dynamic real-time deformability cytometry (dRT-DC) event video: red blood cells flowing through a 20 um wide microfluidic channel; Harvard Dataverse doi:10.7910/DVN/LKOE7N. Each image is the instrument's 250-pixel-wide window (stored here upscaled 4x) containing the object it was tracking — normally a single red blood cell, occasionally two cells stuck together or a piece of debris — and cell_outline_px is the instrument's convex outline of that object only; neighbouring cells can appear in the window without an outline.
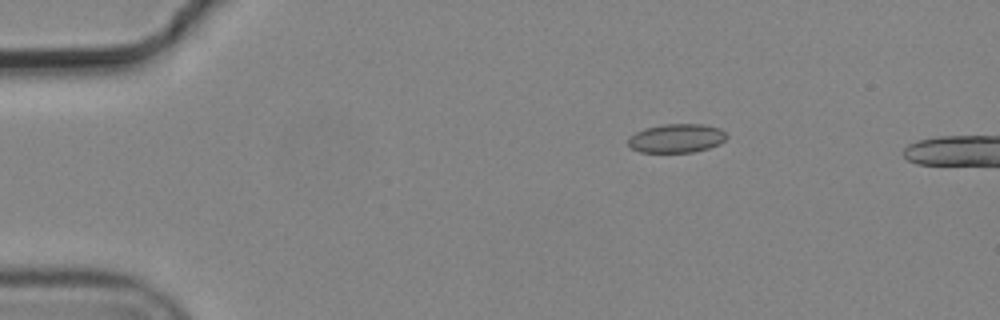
{"species": "common noctule bat (a hibernating species)", "species_latin": "Nyctalus noctula", "temperature_condition": "cold", "stored_images_in_passage": 5, "camera_frame_rate_fps": 3000, "um_per_image_px": 0.085, "animal": {"sex": "male", "body_mass_g": 19.2, "forearm_length_mm": 51.8}, "frame": {"image": 1, "passage_image": 2, "time_ms": 0.333, "image_size_px": [1000, 320], "cell_outline_px": [[728, 136], [720, 144], [708, 148], [692, 152], [640, 152], [632, 148], [628, 144], [628, 140], [636, 132], [644, 128], [664, 124], [704, 124], [720, 128]], "centroid_in_image_um": [57.53, 11.74], "position_along_channel_um": 27.5, "area_um2": 16.47}}